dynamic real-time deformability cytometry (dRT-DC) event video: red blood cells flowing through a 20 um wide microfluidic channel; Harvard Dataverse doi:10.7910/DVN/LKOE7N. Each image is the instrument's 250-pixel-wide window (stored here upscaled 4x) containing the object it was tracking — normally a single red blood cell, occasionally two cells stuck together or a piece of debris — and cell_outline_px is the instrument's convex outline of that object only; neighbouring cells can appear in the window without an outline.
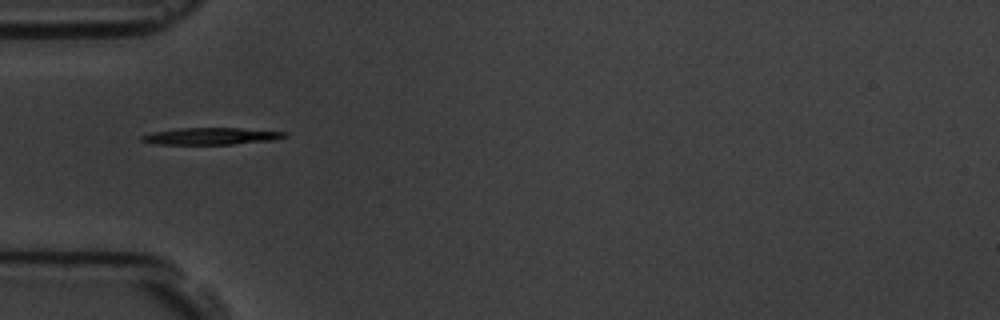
{"species": "common noctule bat (a hibernating species)", "species_latin": "Nyctalus noctula", "temperature_condition": "room temperature", "stored_images_in_passage": 3, "camera_frame_rate_fps": 3000, "um_per_image_px": 0.085, "animal": {"sex": "male", "body_mass_g": 19.5, "forearm_length_mm": 54.6}, "frame": {"image": 1, "passage_image": 1, "time_ms": 0.0, "image_size_px": [1000, 320], "cell_outline_px": [[288, 136], [272, 140], [232, 144], [156, 144], [140, 140], [140, 136], [152, 132], [176, 128], [240, 128], [288, 132]], "centroid_in_image_um": [17.94, 11.56], "position_along_channel_um": 67.1, "area_um2": 14.05}}
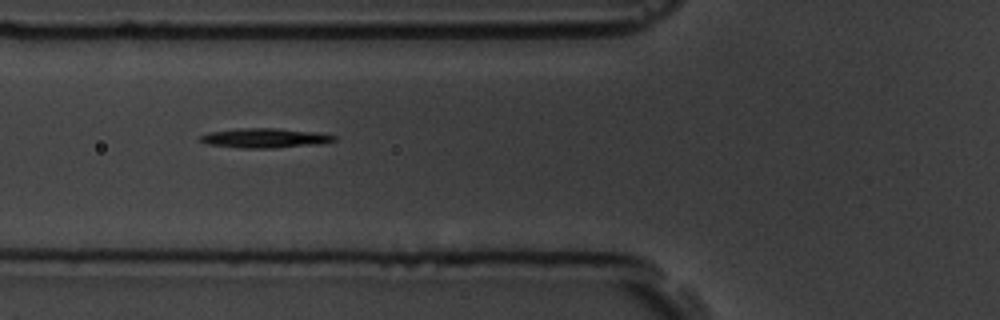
{"frame": {"image": 2, "passage_image": 2, "time_ms": 1.0, "image_size_px": [1000, 320], "cell_outline_px": [[336, 140], [320, 144], [272, 148], [240, 148], [204, 144], [200, 140], [200, 136], [208, 132], [236, 128], [276, 128], [320, 132], [336, 136]], "centroid_in_image_um": [22.5, 11.73], "position_along_channel_um": 103.3, "area_um2": 15.49}}
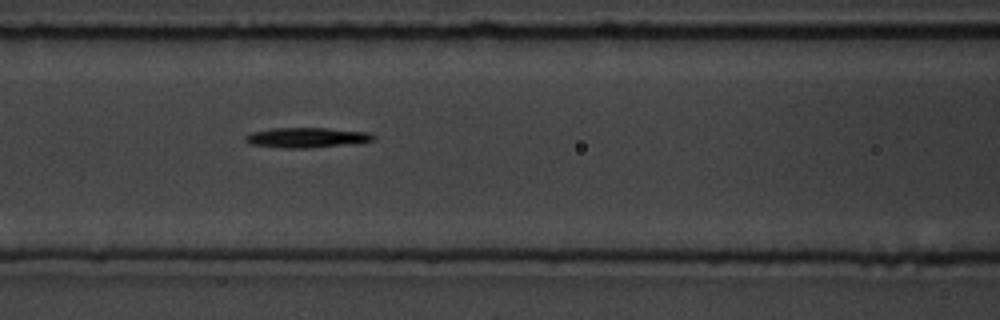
{"frame": {"image": 3, "passage_image": 3, "time_ms": 2.0, "image_size_px": [1000, 320], "cell_outline_px": [[376, 136], [372, 140], [308, 148], [280, 148], [252, 144], [244, 140], [244, 136], [252, 132], [272, 128], [328, 128], [368, 132]], "centroid_in_image_um": [25.98, 11.68], "position_along_channel_um": 140.6, "area_um2": 14.62}}